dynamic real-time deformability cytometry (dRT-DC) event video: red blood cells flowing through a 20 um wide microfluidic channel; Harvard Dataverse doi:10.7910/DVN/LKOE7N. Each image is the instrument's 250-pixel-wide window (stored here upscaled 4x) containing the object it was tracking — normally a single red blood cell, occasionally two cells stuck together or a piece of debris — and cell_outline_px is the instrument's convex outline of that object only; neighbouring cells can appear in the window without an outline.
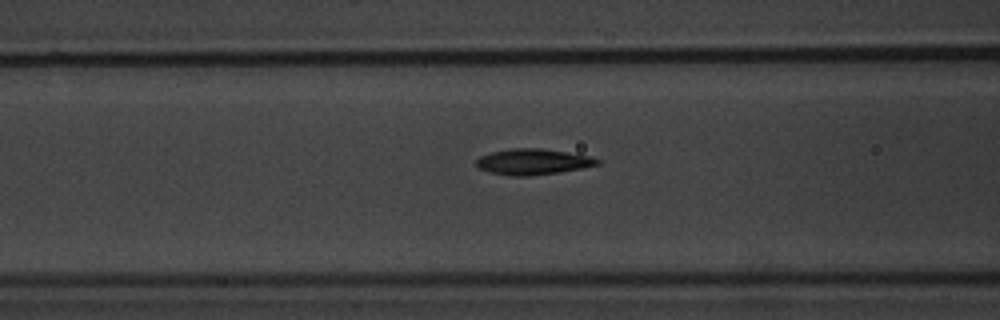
{"species": "common noctule bat (a hibernating species)", "species_latin": "Nyctalus noctula", "temperature_condition": "warm", "stored_images_in_passage": 4, "camera_frame_rate_fps": 3000, "um_per_image_px": 0.085, "animal": {"sex": "male", "body_mass_g": 20.1, "forearm_length_mm": 53.5}, "frame": {"image": 1, "passage_image": 4, "time_ms": 4.333, "image_size_px": [1000, 320], "cell_outline_px": [[600, 164], [560, 172], [528, 176], [512, 176], [488, 172], [476, 168], [476, 160], [480, 156], [492, 152], [512, 148], [540, 148], [592, 156], [600, 160]], "centroid_in_image_um": [45.27, 13.75], "position_along_channel_um": 121.3, "area_um2": 18.26}}